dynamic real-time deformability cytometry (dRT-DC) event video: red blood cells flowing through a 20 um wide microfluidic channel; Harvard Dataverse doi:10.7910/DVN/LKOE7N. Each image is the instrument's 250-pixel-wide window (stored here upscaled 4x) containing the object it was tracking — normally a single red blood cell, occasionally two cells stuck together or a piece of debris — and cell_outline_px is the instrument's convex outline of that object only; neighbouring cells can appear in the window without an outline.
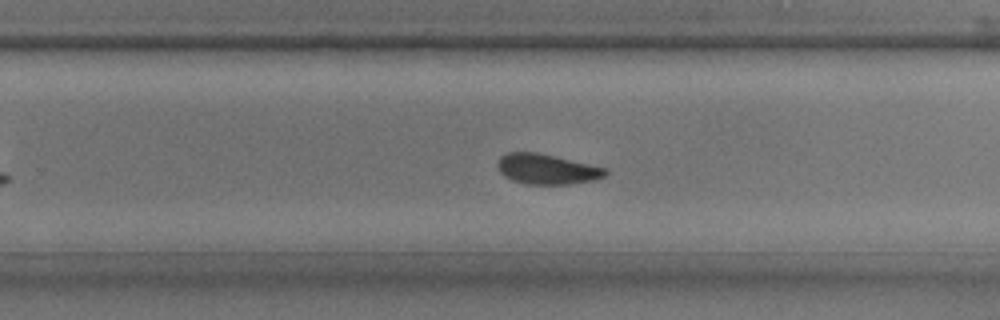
{"species": "common noctule bat (a hibernating species)", "species_latin": "Nyctalus noctula", "temperature_condition": "room temperature", "stored_images_in_passage": 35, "camera_frame_rate_fps": 3000, "um_per_image_px": 0.085, "animal": {"sex": "male", "body_mass_g": 17.9, "forearm_length_mm": 54.2}, "frame": {"image": 1, "passage_image": 20, "time_ms": 6.333, "image_size_px": [1000, 320], "cell_outline_px": [[608, 172], [604, 176], [596, 180], [568, 184], [528, 184], [512, 180], [504, 176], [500, 172], [496, 164], [496, 160], [500, 156], [508, 152], [536, 152], [608, 168]], "centroid_in_image_um": [46.47, 14.37], "position_along_channel_um": 283.3, "area_um2": 19.07}}